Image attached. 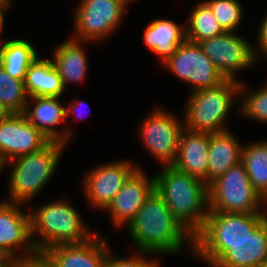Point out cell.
<instances>
[{
  "label": "cell",
  "mask_w": 267,
  "mask_h": 267,
  "mask_svg": "<svg viewBox=\"0 0 267 267\" xmlns=\"http://www.w3.org/2000/svg\"><path fill=\"white\" fill-rule=\"evenodd\" d=\"M131 252L130 257L126 256L125 258L120 257L114 253V250L110 249L105 267H162L161 262L153 254L141 251Z\"/></svg>",
  "instance_id": "obj_30"
},
{
  "label": "cell",
  "mask_w": 267,
  "mask_h": 267,
  "mask_svg": "<svg viewBox=\"0 0 267 267\" xmlns=\"http://www.w3.org/2000/svg\"><path fill=\"white\" fill-rule=\"evenodd\" d=\"M7 167L8 166H6V162L4 161L2 156L0 155V173H1V171L3 172V169L5 170V168H7Z\"/></svg>",
  "instance_id": "obj_39"
},
{
  "label": "cell",
  "mask_w": 267,
  "mask_h": 267,
  "mask_svg": "<svg viewBox=\"0 0 267 267\" xmlns=\"http://www.w3.org/2000/svg\"><path fill=\"white\" fill-rule=\"evenodd\" d=\"M265 209L267 211V198L264 200Z\"/></svg>",
  "instance_id": "obj_40"
},
{
  "label": "cell",
  "mask_w": 267,
  "mask_h": 267,
  "mask_svg": "<svg viewBox=\"0 0 267 267\" xmlns=\"http://www.w3.org/2000/svg\"><path fill=\"white\" fill-rule=\"evenodd\" d=\"M219 25L225 32H237L244 19V7L239 0H206Z\"/></svg>",
  "instance_id": "obj_29"
},
{
  "label": "cell",
  "mask_w": 267,
  "mask_h": 267,
  "mask_svg": "<svg viewBox=\"0 0 267 267\" xmlns=\"http://www.w3.org/2000/svg\"><path fill=\"white\" fill-rule=\"evenodd\" d=\"M126 227L136 248L133 251L157 257L165 253L178 255L189 248L193 256L194 238L171 216L169 207L155 189Z\"/></svg>",
  "instance_id": "obj_1"
},
{
  "label": "cell",
  "mask_w": 267,
  "mask_h": 267,
  "mask_svg": "<svg viewBox=\"0 0 267 267\" xmlns=\"http://www.w3.org/2000/svg\"><path fill=\"white\" fill-rule=\"evenodd\" d=\"M265 219L266 214L209 211L201 232L194 238L193 256L211 267L229 245L245 239Z\"/></svg>",
  "instance_id": "obj_6"
},
{
  "label": "cell",
  "mask_w": 267,
  "mask_h": 267,
  "mask_svg": "<svg viewBox=\"0 0 267 267\" xmlns=\"http://www.w3.org/2000/svg\"><path fill=\"white\" fill-rule=\"evenodd\" d=\"M122 7H124L126 10H128V7H130L131 3H135L139 0H116Z\"/></svg>",
  "instance_id": "obj_36"
},
{
  "label": "cell",
  "mask_w": 267,
  "mask_h": 267,
  "mask_svg": "<svg viewBox=\"0 0 267 267\" xmlns=\"http://www.w3.org/2000/svg\"><path fill=\"white\" fill-rule=\"evenodd\" d=\"M241 162L253 188L265 200L267 198V139L243 144Z\"/></svg>",
  "instance_id": "obj_25"
},
{
  "label": "cell",
  "mask_w": 267,
  "mask_h": 267,
  "mask_svg": "<svg viewBox=\"0 0 267 267\" xmlns=\"http://www.w3.org/2000/svg\"><path fill=\"white\" fill-rule=\"evenodd\" d=\"M267 261V221L229 249L211 267H260Z\"/></svg>",
  "instance_id": "obj_18"
},
{
  "label": "cell",
  "mask_w": 267,
  "mask_h": 267,
  "mask_svg": "<svg viewBox=\"0 0 267 267\" xmlns=\"http://www.w3.org/2000/svg\"><path fill=\"white\" fill-rule=\"evenodd\" d=\"M24 85L29 98L61 97L66 91L53 60L49 57H36L26 71Z\"/></svg>",
  "instance_id": "obj_23"
},
{
  "label": "cell",
  "mask_w": 267,
  "mask_h": 267,
  "mask_svg": "<svg viewBox=\"0 0 267 267\" xmlns=\"http://www.w3.org/2000/svg\"><path fill=\"white\" fill-rule=\"evenodd\" d=\"M17 267H54L48 259L38 253L36 256L18 260Z\"/></svg>",
  "instance_id": "obj_33"
},
{
  "label": "cell",
  "mask_w": 267,
  "mask_h": 267,
  "mask_svg": "<svg viewBox=\"0 0 267 267\" xmlns=\"http://www.w3.org/2000/svg\"><path fill=\"white\" fill-rule=\"evenodd\" d=\"M143 39L145 46L163 64L186 40L185 23L179 24L168 18H153L144 29Z\"/></svg>",
  "instance_id": "obj_21"
},
{
  "label": "cell",
  "mask_w": 267,
  "mask_h": 267,
  "mask_svg": "<svg viewBox=\"0 0 267 267\" xmlns=\"http://www.w3.org/2000/svg\"><path fill=\"white\" fill-rule=\"evenodd\" d=\"M209 211L267 214L264 200L253 188L242 162L208 185Z\"/></svg>",
  "instance_id": "obj_7"
},
{
  "label": "cell",
  "mask_w": 267,
  "mask_h": 267,
  "mask_svg": "<svg viewBox=\"0 0 267 267\" xmlns=\"http://www.w3.org/2000/svg\"><path fill=\"white\" fill-rule=\"evenodd\" d=\"M162 67L191 86V91L215 88L226 80L199 43L188 40L178 46Z\"/></svg>",
  "instance_id": "obj_11"
},
{
  "label": "cell",
  "mask_w": 267,
  "mask_h": 267,
  "mask_svg": "<svg viewBox=\"0 0 267 267\" xmlns=\"http://www.w3.org/2000/svg\"><path fill=\"white\" fill-rule=\"evenodd\" d=\"M74 10L73 39L104 42L117 32L127 10L116 0H78Z\"/></svg>",
  "instance_id": "obj_9"
},
{
  "label": "cell",
  "mask_w": 267,
  "mask_h": 267,
  "mask_svg": "<svg viewBox=\"0 0 267 267\" xmlns=\"http://www.w3.org/2000/svg\"><path fill=\"white\" fill-rule=\"evenodd\" d=\"M260 267H267V264L266 263L262 264Z\"/></svg>",
  "instance_id": "obj_41"
},
{
  "label": "cell",
  "mask_w": 267,
  "mask_h": 267,
  "mask_svg": "<svg viewBox=\"0 0 267 267\" xmlns=\"http://www.w3.org/2000/svg\"><path fill=\"white\" fill-rule=\"evenodd\" d=\"M139 124L136 131L148 154L161 166L171 165L184 129L183 117L156 106Z\"/></svg>",
  "instance_id": "obj_8"
},
{
  "label": "cell",
  "mask_w": 267,
  "mask_h": 267,
  "mask_svg": "<svg viewBox=\"0 0 267 267\" xmlns=\"http://www.w3.org/2000/svg\"><path fill=\"white\" fill-rule=\"evenodd\" d=\"M50 140L24 114H9L0 122V155L5 162L43 149Z\"/></svg>",
  "instance_id": "obj_14"
},
{
  "label": "cell",
  "mask_w": 267,
  "mask_h": 267,
  "mask_svg": "<svg viewBox=\"0 0 267 267\" xmlns=\"http://www.w3.org/2000/svg\"><path fill=\"white\" fill-rule=\"evenodd\" d=\"M24 206L4 199L0 201V247L18 260L38 254L31 240L30 215L23 210Z\"/></svg>",
  "instance_id": "obj_13"
},
{
  "label": "cell",
  "mask_w": 267,
  "mask_h": 267,
  "mask_svg": "<svg viewBox=\"0 0 267 267\" xmlns=\"http://www.w3.org/2000/svg\"><path fill=\"white\" fill-rule=\"evenodd\" d=\"M69 201L64 196L28 209L31 240L38 253L55 245L84 242L97 232Z\"/></svg>",
  "instance_id": "obj_3"
},
{
  "label": "cell",
  "mask_w": 267,
  "mask_h": 267,
  "mask_svg": "<svg viewBox=\"0 0 267 267\" xmlns=\"http://www.w3.org/2000/svg\"><path fill=\"white\" fill-rule=\"evenodd\" d=\"M84 100H75L73 99L69 105L67 104L66 106V129L70 126L69 125V120L73 117L75 121H80L82 119L85 120L86 115L82 114L81 110L85 112V108L88 107V103ZM87 105V106H86ZM84 106H86L84 108ZM88 110V109H87ZM88 114V112H87ZM84 116V117H83ZM88 116V115H87ZM69 119V120H68Z\"/></svg>",
  "instance_id": "obj_32"
},
{
  "label": "cell",
  "mask_w": 267,
  "mask_h": 267,
  "mask_svg": "<svg viewBox=\"0 0 267 267\" xmlns=\"http://www.w3.org/2000/svg\"><path fill=\"white\" fill-rule=\"evenodd\" d=\"M154 175V189L164 199L171 216L195 238L209 212L208 185L172 165Z\"/></svg>",
  "instance_id": "obj_2"
},
{
  "label": "cell",
  "mask_w": 267,
  "mask_h": 267,
  "mask_svg": "<svg viewBox=\"0 0 267 267\" xmlns=\"http://www.w3.org/2000/svg\"><path fill=\"white\" fill-rule=\"evenodd\" d=\"M99 233L97 229V232L84 242L55 245L42 254L54 267H105L111 248L108 240Z\"/></svg>",
  "instance_id": "obj_17"
},
{
  "label": "cell",
  "mask_w": 267,
  "mask_h": 267,
  "mask_svg": "<svg viewBox=\"0 0 267 267\" xmlns=\"http://www.w3.org/2000/svg\"><path fill=\"white\" fill-rule=\"evenodd\" d=\"M243 143L232 130L210 133L208 149L207 185L241 162Z\"/></svg>",
  "instance_id": "obj_22"
},
{
  "label": "cell",
  "mask_w": 267,
  "mask_h": 267,
  "mask_svg": "<svg viewBox=\"0 0 267 267\" xmlns=\"http://www.w3.org/2000/svg\"><path fill=\"white\" fill-rule=\"evenodd\" d=\"M141 167L127 158L89 168L82 176L81 190L90 208L103 213L128 178Z\"/></svg>",
  "instance_id": "obj_10"
},
{
  "label": "cell",
  "mask_w": 267,
  "mask_h": 267,
  "mask_svg": "<svg viewBox=\"0 0 267 267\" xmlns=\"http://www.w3.org/2000/svg\"><path fill=\"white\" fill-rule=\"evenodd\" d=\"M28 99L24 81L11 77L0 64V105L9 114H22Z\"/></svg>",
  "instance_id": "obj_28"
},
{
  "label": "cell",
  "mask_w": 267,
  "mask_h": 267,
  "mask_svg": "<svg viewBox=\"0 0 267 267\" xmlns=\"http://www.w3.org/2000/svg\"><path fill=\"white\" fill-rule=\"evenodd\" d=\"M188 17L185 22L188 41L199 43L225 32L204 0L194 5Z\"/></svg>",
  "instance_id": "obj_26"
},
{
  "label": "cell",
  "mask_w": 267,
  "mask_h": 267,
  "mask_svg": "<svg viewBox=\"0 0 267 267\" xmlns=\"http://www.w3.org/2000/svg\"><path fill=\"white\" fill-rule=\"evenodd\" d=\"M145 171L138 168L104 210L116 228H126L154 190V176Z\"/></svg>",
  "instance_id": "obj_16"
},
{
  "label": "cell",
  "mask_w": 267,
  "mask_h": 267,
  "mask_svg": "<svg viewBox=\"0 0 267 267\" xmlns=\"http://www.w3.org/2000/svg\"><path fill=\"white\" fill-rule=\"evenodd\" d=\"M6 11L7 10L4 7L0 6V37H2L1 34H2V32L4 30L3 28L5 26V14H6L5 12Z\"/></svg>",
  "instance_id": "obj_35"
},
{
  "label": "cell",
  "mask_w": 267,
  "mask_h": 267,
  "mask_svg": "<svg viewBox=\"0 0 267 267\" xmlns=\"http://www.w3.org/2000/svg\"><path fill=\"white\" fill-rule=\"evenodd\" d=\"M61 101V97H30L23 114L51 142L68 146L74 138V131L71 126L66 129V107ZM61 123L65 124V129L58 128Z\"/></svg>",
  "instance_id": "obj_15"
},
{
  "label": "cell",
  "mask_w": 267,
  "mask_h": 267,
  "mask_svg": "<svg viewBox=\"0 0 267 267\" xmlns=\"http://www.w3.org/2000/svg\"><path fill=\"white\" fill-rule=\"evenodd\" d=\"M18 259L6 248L0 247V267H17Z\"/></svg>",
  "instance_id": "obj_34"
},
{
  "label": "cell",
  "mask_w": 267,
  "mask_h": 267,
  "mask_svg": "<svg viewBox=\"0 0 267 267\" xmlns=\"http://www.w3.org/2000/svg\"><path fill=\"white\" fill-rule=\"evenodd\" d=\"M67 145L49 142L43 149L6 162L8 196L4 201L26 205L49 184L57 171Z\"/></svg>",
  "instance_id": "obj_4"
},
{
  "label": "cell",
  "mask_w": 267,
  "mask_h": 267,
  "mask_svg": "<svg viewBox=\"0 0 267 267\" xmlns=\"http://www.w3.org/2000/svg\"><path fill=\"white\" fill-rule=\"evenodd\" d=\"M239 87L240 81L226 79L215 88L190 91L181 115L184 128L205 133L230 130L226 121L229 113H239Z\"/></svg>",
  "instance_id": "obj_5"
},
{
  "label": "cell",
  "mask_w": 267,
  "mask_h": 267,
  "mask_svg": "<svg viewBox=\"0 0 267 267\" xmlns=\"http://www.w3.org/2000/svg\"><path fill=\"white\" fill-rule=\"evenodd\" d=\"M199 45L225 79L239 81L238 73L248 68L250 70L259 63L252 49V41L238 32H224L199 42Z\"/></svg>",
  "instance_id": "obj_12"
},
{
  "label": "cell",
  "mask_w": 267,
  "mask_h": 267,
  "mask_svg": "<svg viewBox=\"0 0 267 267\" xmlns=\"http://www.w3.org/2000/svg\"><path fill=\"white\" fill-rule=\"evenodd\" d=\"M8 115L9 113L3 108L2 105H0V122H2Z\"/></svg>",
  "instance_id": "obj_38"
},
{
  "label": "cell",
  "mask_w": 267,
  "mask_h": 267,
  "mask_svg": "<svg viewBox=\"0 0 267 267\" xmlns=\"http://www.w3.org/2000/svg\"><path fill=\"white\" fill-rule=\"evenodd\" d=\"M259 23L260 26L257 29L256 42L252 43V49L258 62L261 59L259 58L260 56L267 59V14H264L263 19Z\"/></svg>",
  "instance_id": "obj_31"
},
{
  "label": "cell",
  "mask_w": 267,
  "mask_h": 267,
  "mask_svg": "<svg viewBox=\"0 0 267 267\" xmlns=\"http://www.w3.org/2000/svg\"><path fill=\"white\" fill-rule=\"evenodd\" d=\"M260 88L249 89L243 79L240 80L239 96V113L242 117L251 121L266 125L267 124V79ZM248 85V86H247Z\"/></svg>",
  "instance_id": "obj_27"
},
{
  "label": "cell",
  "mask_w": 267,
  "mask_h": 267,
  "mask_svg": "<svg viewBox=\"0 0 267 267\" xmlns=\"http://www.w3.org/2000/svg\"><path fill=\"white\" fill-rule=\"evenodd\" d=\"M39 56L34 44L23 38L0 40V64L13 78L24 81L30 64Z\"/></svg>",
  "instance_id": "obj_24"
},
{
  "label": "cell",
  "mask_w": 267,
  "mask_h": 267,
  "mask_svg": "<svg viewBox=\"0 0 267 267\" xmlns=\"http://www.w3.org/2000/svg\"><path fill=\"white\" fill-rule=\"evenodd\" d=\"M13 0H0V6L4 7L9 11V8H12Z\"/></svg>",
  "instance_id": "obj_37"
},
{
  "label": "cell",
  "mask_w": 267,
  "mask_h": 267,
  "mask_svg": "<svg viewBox=\"0 0 267 267\" xmlns=\"http://www.w3.org/2000/svg\"><path fill=\"white\" fill-rule=\"evenodd\" d=\"M210 133L183 129L175 161L171 164L177 170L194 176L207 184L208 149Z\"/></svg>",
  "instance_id": "obj_19"
},
{
  "label": "cell",
  "mask_w": 267,
  "mask_h": 267,
  "mask_svg": "<svg viewBox=\"0 0 267 267\" xmlns=\"http://www.w3.org/2000/svg\"><path fill=\"white\" fill-rule=\"evenodd\" d=\"M89 43L91 42L69 37L55 47L51 59L62 79L65 90L70 83L71 85L79 84L87 78L89 60L84 48Z\"/></svg>",
  "instance_id": "obj_20"
}]
</instances>
